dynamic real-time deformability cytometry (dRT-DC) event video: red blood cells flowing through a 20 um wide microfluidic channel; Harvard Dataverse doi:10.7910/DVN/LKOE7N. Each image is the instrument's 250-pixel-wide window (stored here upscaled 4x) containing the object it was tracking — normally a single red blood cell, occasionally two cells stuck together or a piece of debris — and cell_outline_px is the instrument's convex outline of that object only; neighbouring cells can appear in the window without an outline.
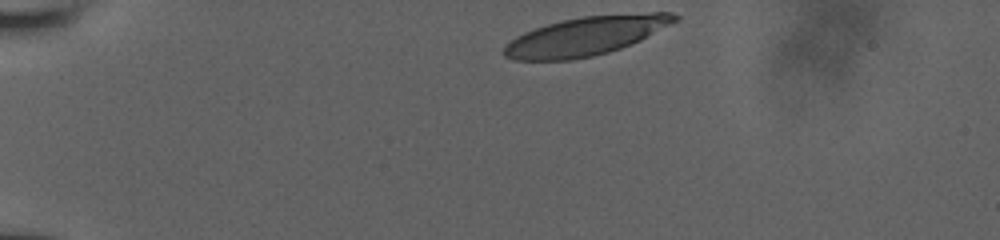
{"species": "human", "species_latin": "Homo sapiens", "temperature_condition": "room temperature", "stored_images_in_passage": 11, "camera_frame_rate_fps": 3000, "um_per_image_px": 0.085, "donor": {"sex": "male"}, "frame": {"image": 1, "passage_image": 1, "time_ms": 0.0, "image_size_px": [1000, 240], "cell_outline_px": [[680, 20], [640, 40], [620, 48], [608, 52], [592, 56], [572, 60], [512, 60], [504, 56], [504, 44], [516, 36], [524, 32], [560, 20], [584, 16], [652, 12], [672, 12], [680, 16]], "centroid_in_image_um": [49.81, 3.05], "position_along_channel_um": 35.2, "area_um2": 38.61}}